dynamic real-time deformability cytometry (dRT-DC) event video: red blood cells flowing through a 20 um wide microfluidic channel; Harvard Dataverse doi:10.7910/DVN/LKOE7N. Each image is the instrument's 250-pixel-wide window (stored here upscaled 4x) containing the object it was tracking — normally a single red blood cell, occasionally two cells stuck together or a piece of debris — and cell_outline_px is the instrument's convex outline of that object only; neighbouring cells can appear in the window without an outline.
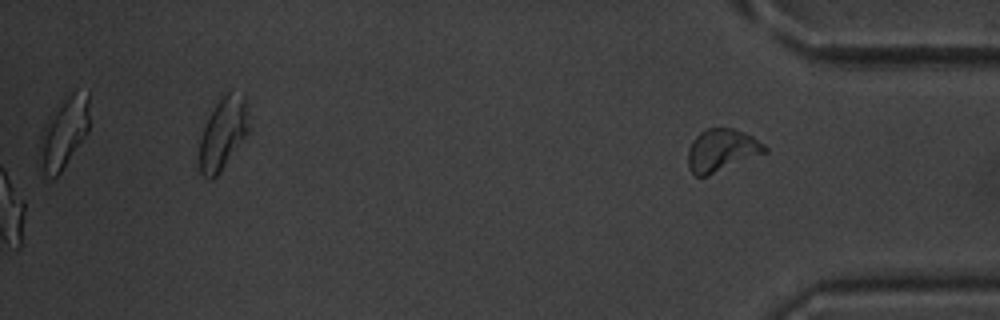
{"species": "common noctule bat (a hibernating species)", "species_latin": "Nyctalus noctula", "temperature_condition": "warm", "stored_images_in_passage": 45, "segment_of_instrument_passage": [2, 2], "camera_frame_rate_fps": 3000, "um_per_image_px": 0.085, "animal": {"sex": "male", "body_mass_g": 20.1, "forearm_length_mm": 53.5}, "frame": {"image": 1, "passage_image": 45, "time_ms": 14.667, "image_size_px": [1000, 320], "cell_outline_px": [[768, 152], [708, 176], [696, 176], [688, 168], [688, 148], [692, 140], [700, 132], [708, 128], [732, 128], [744, 132], [752, 136], [764, 144], [768, 148]], "centroid_in_image_um": [61.35, 12.78], "position_along_channel_um": 373.9, "area_um2": 19.19}}